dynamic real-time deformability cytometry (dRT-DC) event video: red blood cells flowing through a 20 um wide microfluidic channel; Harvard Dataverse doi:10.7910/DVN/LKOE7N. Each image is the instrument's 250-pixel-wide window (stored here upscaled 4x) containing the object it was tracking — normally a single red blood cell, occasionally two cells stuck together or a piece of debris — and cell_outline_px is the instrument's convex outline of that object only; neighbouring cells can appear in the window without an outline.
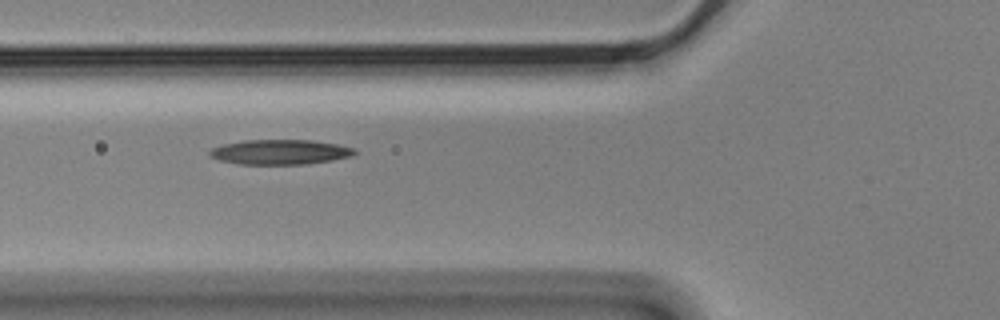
{"species": "Egyptian fruit bat (a non-hibernating species)", "species_latin": "Rousettus aegyptiacus", "temperature_condition": "cold", "stored_images_in_passage": 6, "camera_frame_rate_fps": 3000, "um_per_image_px": 0.085, "animal": {"sex": "male"}, "frame": {"image": 1, "passage_image": 3, "time_ms": 0.667, "image_size_px": [1000, 320], "cell_outline_px": [[356, 152], [352, 156], [332, 160], [308, 164], [240, 164], [220, 160], [208, 156], [208, 152], [212, 148], [224, 144], [244, 140], [312, 140], [336, 144], [356, 148]], "centroid_in_image_um": [23.81, 12.92], "position_along_channel_um": 102.0, "area_um2": 21.04}}
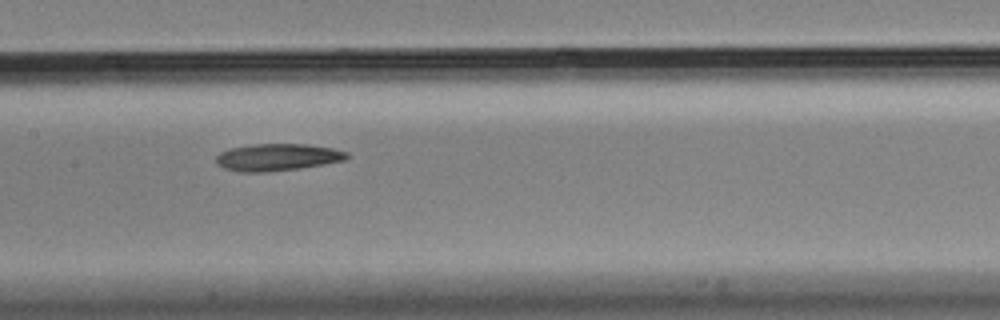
{"frame": {"image": 2, "passage_image": 5, "time_ms": 1.333, "image_size_px": [1000, 320], "cell_outline_px": [[348, 156], [344, 160], [324, 164], [300, 168], [268, 172], [240, 172], [224, 168], [216, 164], [216, 156], [220, 152], [232, 148], [256, 144], [308, 144], [332, 148], [348, 152]], "centroid_in_image_um": [23.57, 13.37], "position_along_channel_um": 183.8, "area_um2": 20.58}}
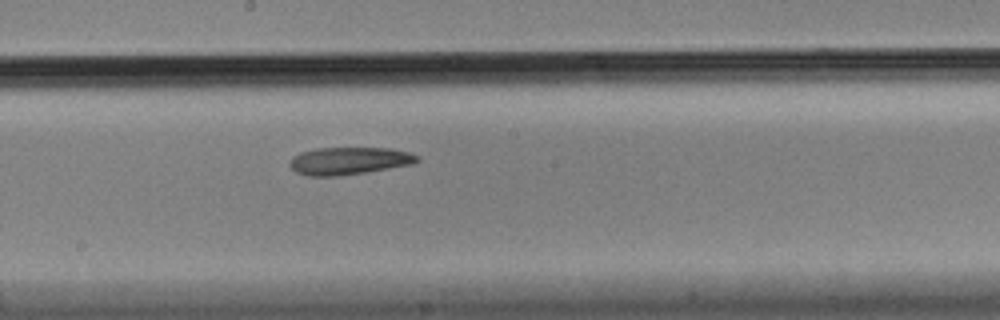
{"frame": {"image": 3, "passage_image": 6, "time_ms": 1.667, "image_size_px": [1000, 320], "cell_outline_px": [[420, 160], [412, 164], [368, 172], [340, 176], [308, 176], [296, 172], [288, 164], [292, 156], [300, 152], [316, 148], [392, 148], [408, 152], [420, 156]], "centroid_in_image_um": [29.66, 13.67], "position_along_channel_um": 218.5, "area_um2": 20.63}}